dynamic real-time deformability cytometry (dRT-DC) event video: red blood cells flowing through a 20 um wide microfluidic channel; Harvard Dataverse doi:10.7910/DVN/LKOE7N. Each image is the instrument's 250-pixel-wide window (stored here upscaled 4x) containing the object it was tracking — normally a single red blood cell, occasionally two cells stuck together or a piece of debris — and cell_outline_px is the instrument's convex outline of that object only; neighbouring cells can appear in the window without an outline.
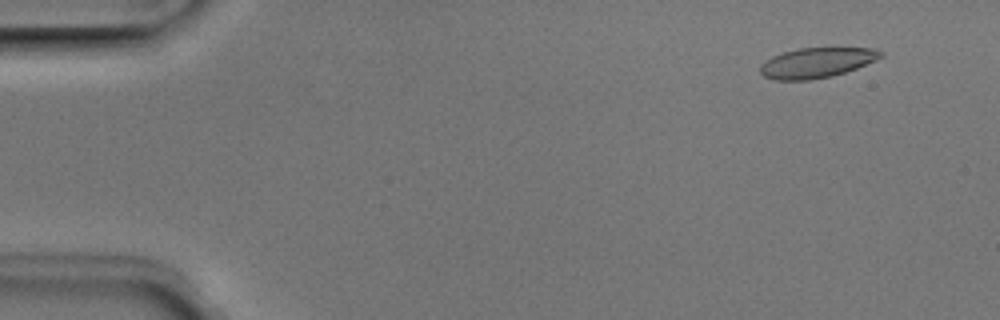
{"species": "Egyptian fruit bat (a non-hibernating species)", "species_latin": "Rousettus aegyptiacus", "temperature_condition": "room temperature", "stored_images_in_passage": 5, "segment_of_instrument_passage": [1, 2], "camera_frame_rate_fps": 3000, "um_per_image_px": 0.085, "animal": {"sex": "male"}, "frame": {"image": 1, "passage_image": 2, "time_ms": 0.333, "image_size_px": [1000, 320], "cell_outline_px": [[884, 56], [876, 60], [856, 68], [832, 76], [812, 80], [772, 80], [764, 76], [760, 72], [760, 64], [772, 56], [784, 52], [800, 48], [876, 48], [884, 52]], "centroid_in_image_um": [69.42, 5.33], "position_along_channel_um": 15.6, "area_um2": 21.21}}
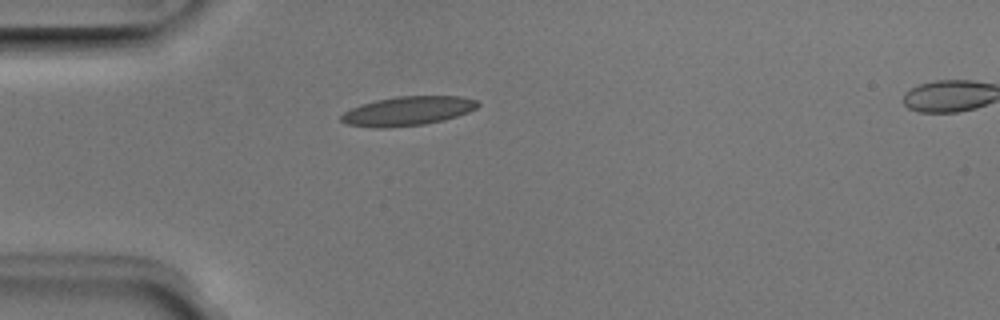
{"frame": {"image": 2, "passage_image": 4, "time_ms": 1.0, "image_size_px": [1000, 320], "cell_outline_px": [[480, 104], [476, 108], [468, 112], [444, 120], [424, 124], [384, 128], [376, 128], [348, 124], [340, 120], [340, 116], [344, 112], [360, 104], [376, 100], [396, 96], [464, 96], [476, 100]], "centroid_in_image_um": [34.66, 9.43], "position_along_channel_um": 50.3, "area_um2": 23.18}}